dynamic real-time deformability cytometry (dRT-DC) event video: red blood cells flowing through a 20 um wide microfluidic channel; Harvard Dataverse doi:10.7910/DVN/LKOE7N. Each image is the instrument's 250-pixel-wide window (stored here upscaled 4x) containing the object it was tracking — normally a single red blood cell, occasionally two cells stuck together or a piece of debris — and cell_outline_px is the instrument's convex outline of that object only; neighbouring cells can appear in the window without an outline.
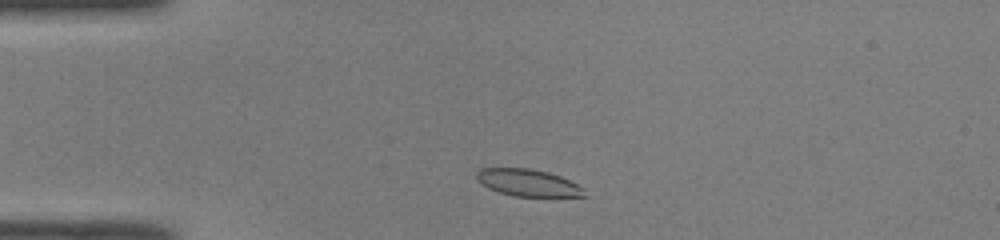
{"species": "common noctule bat (a hibernating species)", "species_latin": "Nyctalus noctula", "temperature_condition": "room temperature", "stored_images_in_passage": 41, "camera_frame_rate_fps": 3000, "um_per_image_px": 0.085, "animal": {"sex": "male", "body_mass_g": 19.0, "forearm_length_mm": 50.8}, "frame": {"image": 1, "passage_image": 3, "time_ms": 0.667, "image_size_px": [1000, 240], "cell_outline_px": [[588, 196], [512, 196], [488, 188], [476, 180], [476, 172], [480, 168], [528, 168], [548, 172], [560, 176], [584, 188]], "centroid_in_image_um": [44.86, 15.53], "position_along_channel_um": 40.1, "area_um2": 16.94}}
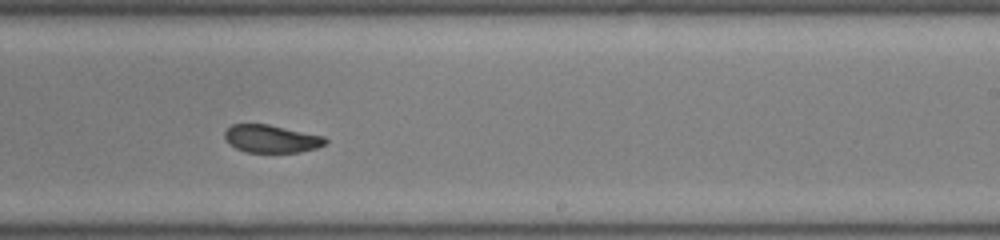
{"frame": {"image": 2, "passage_image": 22, "time_ms": 7.0, "image_size_px": [1000, 240], "cell_outline_px": [[328, 140], [324, 144], [316, 148], [300, 152], [244, 152], [228, 144], [224, 140], [224, 132], [232, 124], [268, 124], [324, 136]], "centroid_in_image_um": [23.02, 11.8], "position_along_channel_um": 266.0, "area_um2": 16.36}}
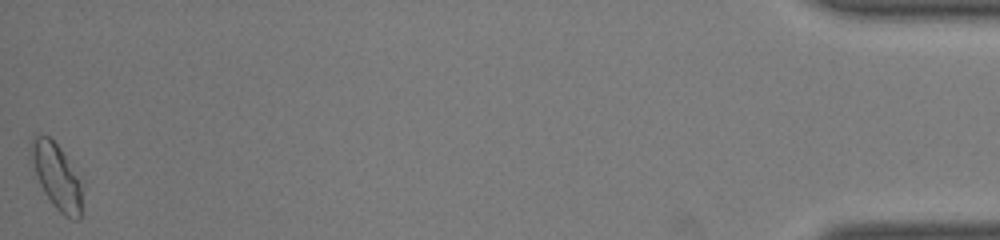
{"frame": {"image": 3, "passage_image": 41, "time_ms": 13.333, "image_size_px": [1000, 240], "cell_outline_px": [[84, 180], [80, 216], [76, 220], [68, 220], [52, 204], [44, 192], [28, 164], [28, 152], [32, 140], [36, 136], [48, 136], [60, 148]], "centroid_in_image_um": [4.81, 15.0], "position_along_channel_um": 430.4, "area_um2": 20.52}, "authors_computed_cell_mechanics": {"area_um2": 17.629, "velocity_mm_per_s": 4.0609, "shape_relaxation_time_tau1_ms": null, "shape_relaxation_time_tau2_ms": 1.8165, "deformation_change_tau1": null, "deformation_change_tau2": 0.0641}}